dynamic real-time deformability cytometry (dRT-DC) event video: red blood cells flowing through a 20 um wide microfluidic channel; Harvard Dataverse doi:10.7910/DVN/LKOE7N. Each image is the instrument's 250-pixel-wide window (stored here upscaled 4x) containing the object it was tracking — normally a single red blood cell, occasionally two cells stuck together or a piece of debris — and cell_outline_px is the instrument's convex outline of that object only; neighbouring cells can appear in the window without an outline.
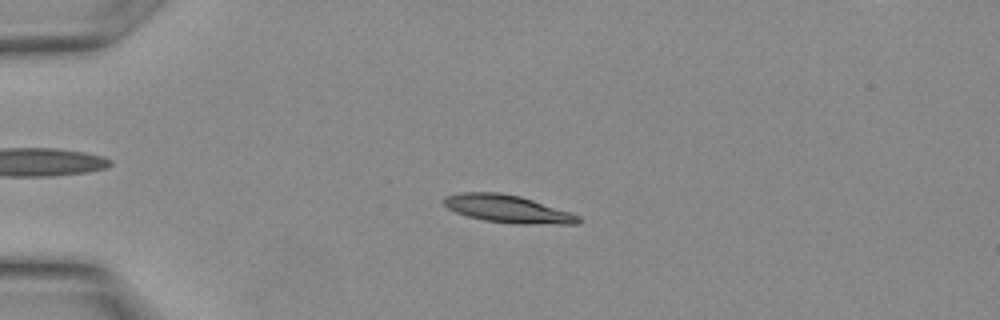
{"species": "Egyptian fruit bat (a non-hibernating species)", "species_latin": "Rousettus aegyptiacus", "temperature_condition": "warm", "stored_images_in_passage": 9, "camera_frame_rate_fps": 3000, "um_per_image_px": 0.085, "animal": {"sex": "female"}, "frame": {"image": 1, "passage_image": 3, "time_ms": 0.667, "image_size_px": [1000, 320], "cell_outline_px": [[580, 220], [576, 224], [516, 224], [484, 220], [468, 216], [456, 212], [448, 208], [440, 200], [444, 196], [460, 192], [500, 192], [520, 196], [572, 212], [580, 216]], "centroid_in_image_um": [43.14, 17.75], "position_along_channel_um": 41.9, "area_um2": 21.85}}
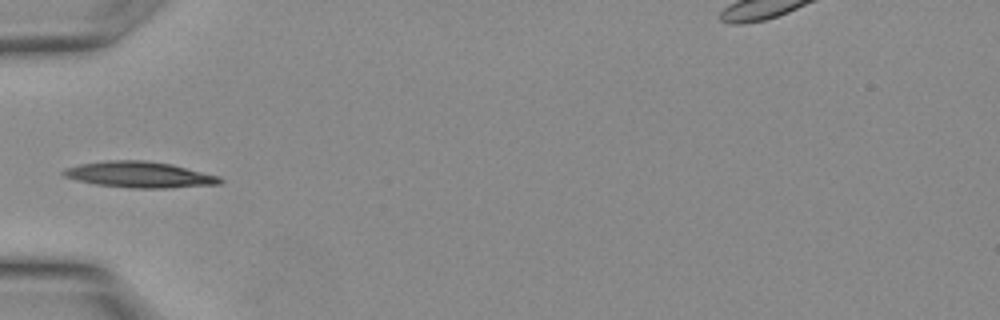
{"frame": {"image": 2, "passage_image": 6, "time_ms": 1.667, "image_size_px": [1000, 320], "cell_outline_px": [[224, 180], [220, 184], [164, 188], [132, 188], [96, 184], [64, 176], [60, 172], [64, 168], [80, 164], [104, 160], [144, 160], [172, 164], [220, 176]], "centroid_in_image_um": [11.87, 14.83], "position_along_channel_um": 73.1, "area_um2": 23.7}}
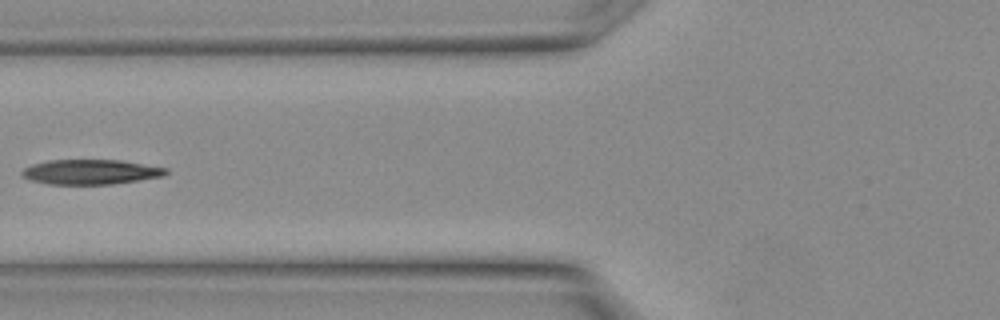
{"frame": {"image": 3, "passage_image": 8, "time_ms": 2.333, "image_size_px": [1000, 320], "cell_outline_px": [[168, 172], [164, 176], [112, 184], [48, 184], [32, 180], [20, 176], [20, 172], [24, 168], [32, 164], [48, 160], [120, 160], [168, 168]], "centroid_in_image_um": [7.69, 14.61], "position_along_channel_um": 118.1, "area_um2": 20.87}}